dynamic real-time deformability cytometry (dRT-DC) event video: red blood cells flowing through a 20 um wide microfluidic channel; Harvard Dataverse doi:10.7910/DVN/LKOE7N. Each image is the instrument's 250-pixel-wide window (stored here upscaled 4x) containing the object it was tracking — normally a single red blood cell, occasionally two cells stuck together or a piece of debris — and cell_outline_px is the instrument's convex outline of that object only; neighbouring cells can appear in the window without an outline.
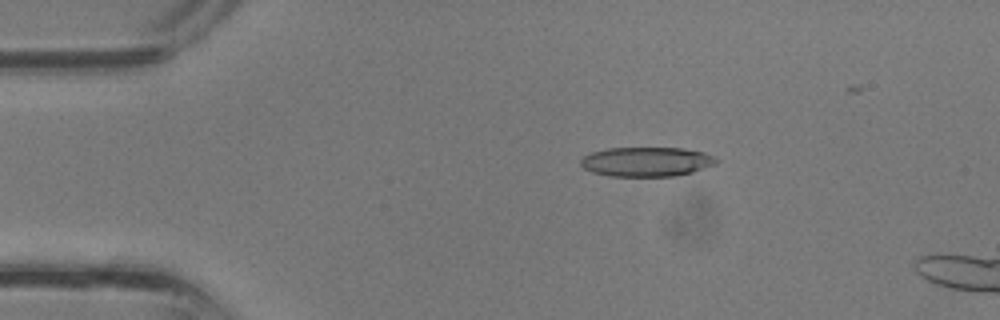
{"species": "common noctule bat (a hibernating species)", "species_latin": "Nyctalus noctula", "temperature_condition": "room temperature", "stored_images_in_passage": 11, "camera_frame_rate_fps": 3000, "um_per_image_px": 0.085, "animal": {"sex": "male", "body_mass_g": 13.3}, "frame": {"image": 1, "passage_image": 7, "time_ms": 2.0, "image_size_px": [1000, 320], "cell_outline_px": [[716, 164], [692, 172], [676, 176], [612, 176], [592, 172], [584, 168], [580, 164], [580, 160], [584, 156], [592, 152], [608, 148], [684, 148], [704, 152], [712, 156], [716, 160]], "centroid_in_image_um": [54.94, 13.74], "position_along_channel_um": 30.1, "area_um2": 23.18}}